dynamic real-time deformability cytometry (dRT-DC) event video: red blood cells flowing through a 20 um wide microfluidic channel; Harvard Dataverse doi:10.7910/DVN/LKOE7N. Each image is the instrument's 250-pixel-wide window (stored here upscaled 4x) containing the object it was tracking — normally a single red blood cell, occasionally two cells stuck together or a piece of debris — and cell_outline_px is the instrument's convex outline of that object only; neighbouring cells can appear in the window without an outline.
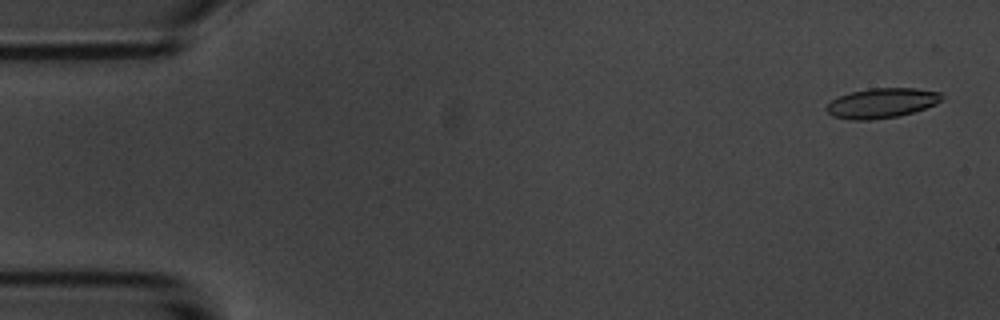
{"species": "common noctule bat (a hibernating species)", "species_latin": "Nyctalus noctula", "temperature_condition": "room temperature", "stored_images_in_passage": 5, "camera_frame_rate_fps": 3000, "um_per_image_px": 0.085, "animal": {"sex": "male", "body_mass_g": 20.1, "forearm_length_mm": 53.5}, "frame": {"image": 1, "passage_image": 1, "time_ms": 0.0, "image_size_px": [1000, 320], "cell_outline_px": [[944, 96], [936, 104], [900, 116], [872, 120], [852, 120], [832, 116], [828, 112], [828, 104], [832, 100], [840, 96], [852, 92], [868, 88], [916, 88], [940, 92]], "centroid_in_image_um": [74.97, 8.76], "position_along_channel_um": 10.0, "area_um2": 19.94}}
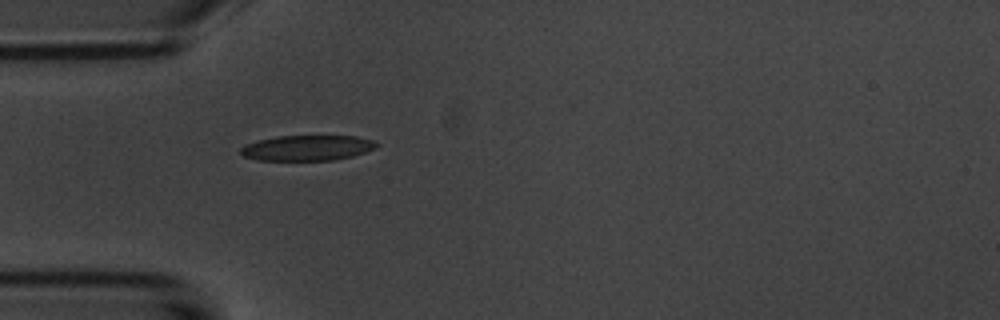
{"frame": {"image": 2, "passage_image": 5, "time_ms": 4.667, "image_size_px": [1000, 320], "cell_outline_px": [[380, 144], [376, 148], [352, 156], [332, 160], [256, 160], [244, 156], [240, 152], [240, 148], [244, 144], [276, 136], [356, 136], [372, 140]], "centroid_in_image_um": [26.1, 12.57], "position_along_channel_um": 58.9, "area_um2": 20.06}}